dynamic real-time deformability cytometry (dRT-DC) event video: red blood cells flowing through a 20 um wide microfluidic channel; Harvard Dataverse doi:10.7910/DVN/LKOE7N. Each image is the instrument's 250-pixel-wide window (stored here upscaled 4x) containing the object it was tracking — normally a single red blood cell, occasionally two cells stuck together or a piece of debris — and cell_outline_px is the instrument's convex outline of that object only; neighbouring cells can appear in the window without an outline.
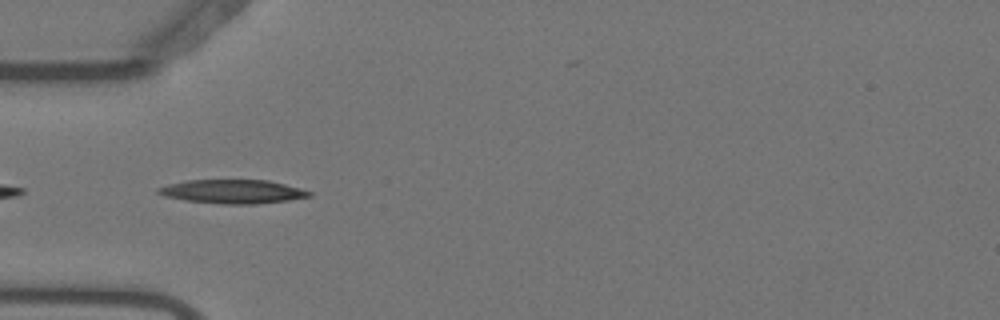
{"species": "Egyptian fruit bat (a non-hibernating species)", "species_latin": "Rousettus aegyptiacus", "temperature_condition": "warm", "stored_images_in_passage": 38, "camera_frame_rate_fps": 3000, "um_per_image_px": 0.085, "animal": {"sex": "female"}, "frame": {"image": 1, "passage_image": 2, "time_ms": 0.333, "image_size_px": [1000, 320], "cell_outline_px": [[312, 196], [288, 200], [256, 204], [220, 204], [184, 200], [164, 196], [156, 192], [156, 188], [168, 184], [188, 180], [268, 180], [300, 188], [312, 192]], "centroid_in_image_um": [19.75, 16.28], "position_along_channel_um": 65.2, "area_um2": 20.98}}
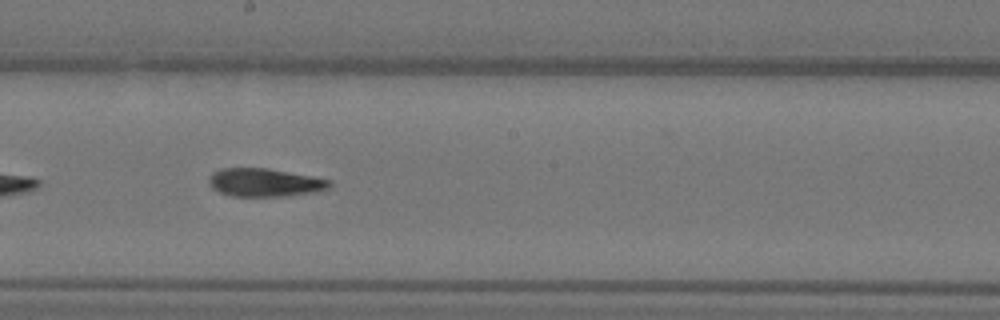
{"frame": {"image": 2, "passage_image": 15, "time_ms": 4.667, "image_size_px": [1000, 320], "cell_outline_px": [[332, 184], [328, 188], [316, 192], [292, 196], [232, 196], [220, 192], [212, 188], [208, 184], [208, 180], [212, 172], [224, 168], [268, 168], [312, 176], [332, 180]], "centroid_in_image_um": [22.52, 15.51], "position_along_channel_um": 225.7, "area_um2": 20.0}}
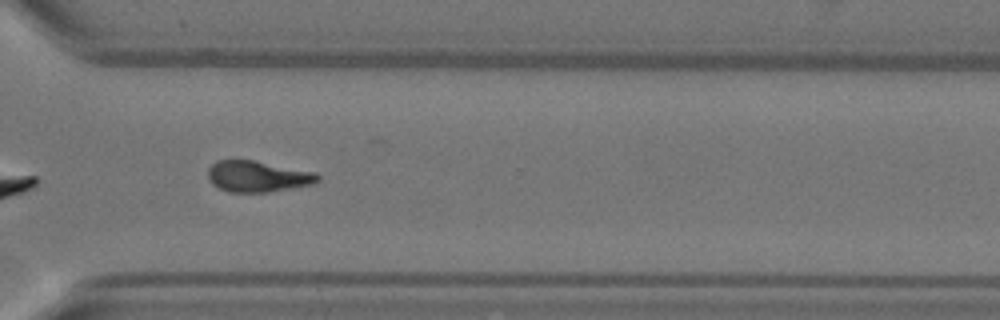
{"frame": {"image": 3, "passage_image": 25, "time_ms": 8.0, "image_size_px": [1000, 320], "cell_outline_px": [[320, 180], [312, 184], [268, 192], [228, 192], [212, 184], [208, 180], [208, 168], [216, 160], [252, 160], [316, 172], [320, 176]], "centroid_in_image_um": [21.88, 14.99], "position_along_channel_um": 348.7, "area_um2": 19.88}, "authors_computed_cell_mechanics": {"area_um2": 19.8832, "velocity_mm_per_s": 3.7058, "shape_relaxation_time_tau1_ms": 6.1336, "shape_relaxation_time_tau2_ms": 5.9881, "deformation_change_tau1": 0.2261, "deformation_change_tau2": 0.1462}}